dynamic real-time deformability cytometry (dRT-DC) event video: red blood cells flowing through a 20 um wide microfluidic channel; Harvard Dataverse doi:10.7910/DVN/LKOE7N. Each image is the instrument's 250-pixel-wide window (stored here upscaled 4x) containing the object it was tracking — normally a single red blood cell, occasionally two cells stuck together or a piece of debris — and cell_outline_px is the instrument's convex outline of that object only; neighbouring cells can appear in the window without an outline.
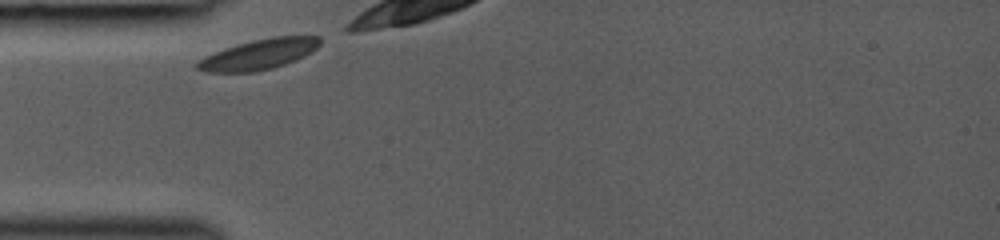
{"species": "common noctule bat (a hibernating species)", "species_latin": "Nyctalus noctula", "temperature_condition": "room temperature", "stored_images_in_passage": 10, "camera_frame_rate_fps": 3000, "um_per_image_px": 0.085, "animal": {"sex": "female", "body_mass_g": 19.0, "forearm_length_mm": 53.3}, "frame": {"image": 1, "passage_image": 1, "time_ms": 0.0, "image_size_px": [1000, 240], "cell_outline_px": [[320, 44], [312, 52], [304, 56], [284, 64], [272, 68], [252, 72], [208, 72], [196, 68], [196, 64], [204, 56], [224, 48], [252, 40], [272, 36], [320, 36]], "centroid_in_image_um": [22.01, 4.61], "position_along_channel_um": 63.0, "area_um2": 21.5}}